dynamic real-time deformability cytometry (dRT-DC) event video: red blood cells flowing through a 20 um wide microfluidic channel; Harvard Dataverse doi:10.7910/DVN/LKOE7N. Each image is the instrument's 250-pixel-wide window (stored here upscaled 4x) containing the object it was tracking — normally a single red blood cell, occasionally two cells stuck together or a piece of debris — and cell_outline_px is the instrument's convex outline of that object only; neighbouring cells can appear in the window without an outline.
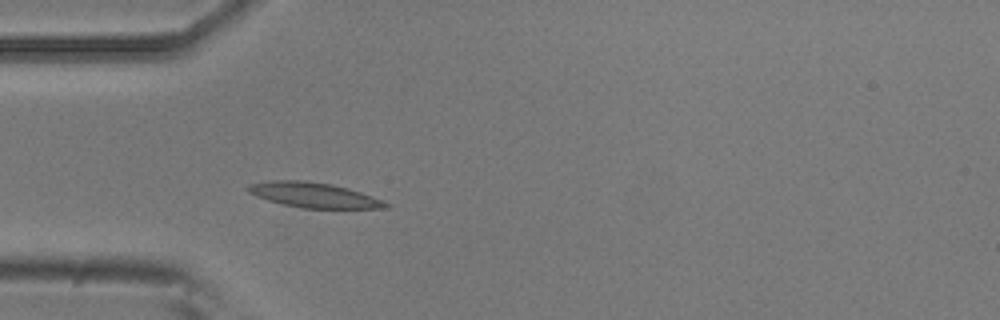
{"species": "common noctule bat (a hibernating species)", "species_latin": "Nyctalus noctula", "temperature_condition": "room temperature", "stored_images_in_passage": 4, "camera_frame_rate_fps": 3000, "um_per_image_px": 0.085, "animal": {"sex": "male", "body_mass_g": 20.5, "forearm_length_mm": 52.5}, "frame": {"image": 1, "passage_image": 4, "time_ms": 1.0, "image_size_px": [1000, 320], "cell_outline_px": [[392, 204], [388, 208], [300, 208], [268, 200], [256, 196], [248, 192], [244, 188], [248, 184], [272, 180], [304, 180], [332, 184], [348, 188], [372, 196]], "centroid_in_image_um": [26.66, 16.57], "position_along_channel_um": 58.3, "area_um2": 20.17}}